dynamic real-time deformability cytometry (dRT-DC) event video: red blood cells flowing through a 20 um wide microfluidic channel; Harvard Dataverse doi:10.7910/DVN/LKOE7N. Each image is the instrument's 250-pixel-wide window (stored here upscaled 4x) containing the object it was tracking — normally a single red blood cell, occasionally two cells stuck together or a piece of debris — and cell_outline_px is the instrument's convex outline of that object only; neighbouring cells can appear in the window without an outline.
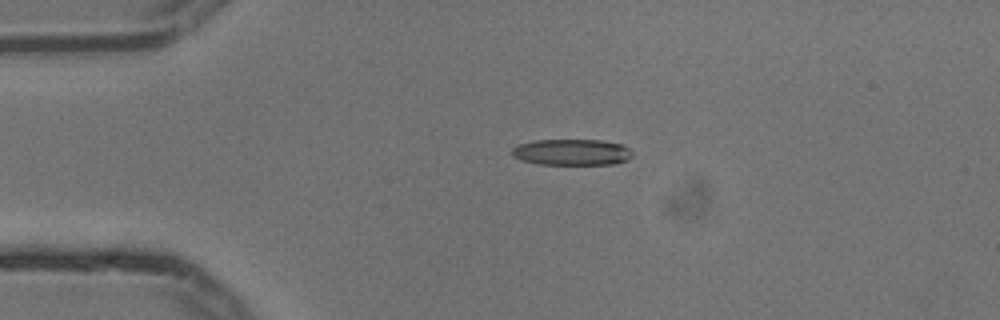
{"species": "common noctule bat (a hibernating species)", "species_latin": "Nyctalus noctula", "temperature_condition": "cold", "stored_images_in_passage": 2, "camera_frame_rate_fps": 3000, "um_per_image_px": 0.085, "animal": {"sex": "male", "body_mass_g": 13.3}, "frame": {"image": 1, "passage_image": 1, "time_ms": 0.0, "image_size_px": [1000, 320], "cell_outline_px": [[632, 156], [628, 160], [616, 164], [540, 164], [520, 160], [512, 156], [512, 148], [520, 144], [536, 140], [600, 140], [620, 144], [628, 148], [632, 152]], "centroid_in_image_um": [48.61, 12.94], "position_along_channel_um": 36.4, "area_um2": 18.32}}